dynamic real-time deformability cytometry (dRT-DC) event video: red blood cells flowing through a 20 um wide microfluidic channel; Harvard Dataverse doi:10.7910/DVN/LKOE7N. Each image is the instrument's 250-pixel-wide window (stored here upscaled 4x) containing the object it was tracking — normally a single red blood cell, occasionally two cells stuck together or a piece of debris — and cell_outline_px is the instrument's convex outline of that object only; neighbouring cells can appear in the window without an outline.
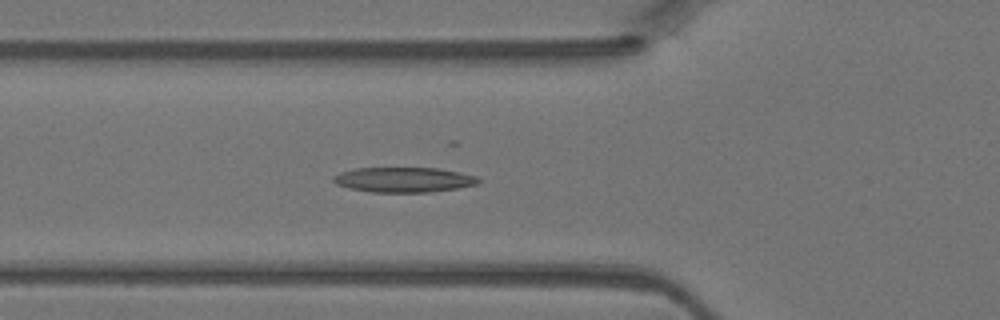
{"species": "Egyptian fruit bat (a non-hibernating species)", "species_latin": "Rousettus aegyptiacus", "temperature_condition": "warm", "stored_images_in_passage": 46, "camera_frame_rate_fps": 3000, "um_per_image_px": 0.085, "animal": {"sex": "female"}, "frame": {"image": 1, "passage_image": 16, "time_ms": 5.0, "image_size_px": [1000, 320], "cell_outline_px": [[484, 180], [476, 184], [456, 188], [432, 192], [372, 192], [348, 188], [336, 184], [332, 180], [332, 176], [340, 172], [356, 168], [436, 168], [460, 172], [476, 176]], "centroid_in_image_um": [34.31, 15.27], "position_along_channel_um": 91.5, "area_um2": 21.21}}
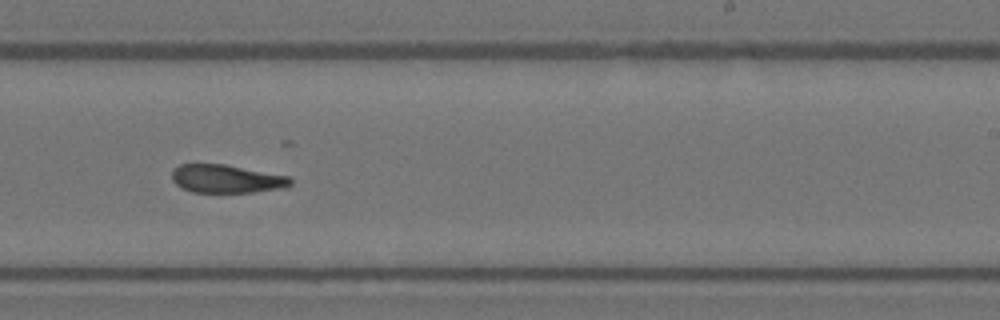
{"frame": {"image": 2, "passage_image": 28, "time_ms": 9.0, "image_size_px": [1000, 320], "cell_outline_px": [[292, 184], [288, 188], [252, 192], [192, 192], [180, 188], [172, 180], [172, 168], [180, 164], [224, 164], [288, 176], [292, 180]], "centroid_in_image_um": [19.24, 15.2], "position_along_channel_um": 269.8, "area_um2": 19.65}}
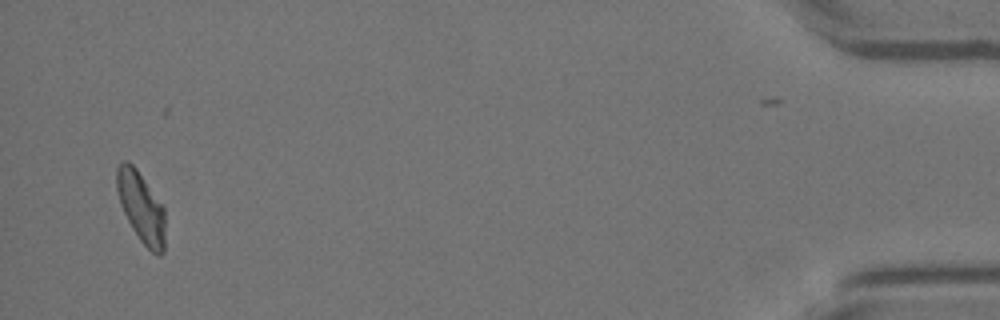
{"frame": {"image": 3, "passage_image": 44, "time_ms": 14.333, "image_size_px": [1000, 320], "cell_outline_px": [[164, 252], [160, 256], [152, 252], [140, 240], [132, 228], [120, 204], [116, 188], [116, 168], [120, 160], [128, 160], [136, 168], [164, 208]], "centroid_in_image_um": [11.97, 17.58], "position_along_channel_um": 423.2, "area_um2": 19.77}}